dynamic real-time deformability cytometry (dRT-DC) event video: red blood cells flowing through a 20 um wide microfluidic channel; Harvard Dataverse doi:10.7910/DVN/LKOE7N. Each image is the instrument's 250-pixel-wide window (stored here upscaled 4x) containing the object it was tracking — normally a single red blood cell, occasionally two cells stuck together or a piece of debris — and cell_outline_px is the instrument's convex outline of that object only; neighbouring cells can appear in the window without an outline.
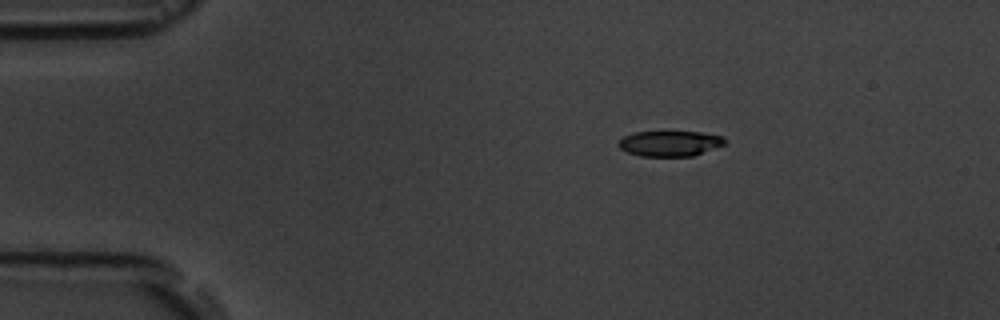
{"species": "common noctule bat (a hibernating species)", "species_latin": "Nyctalus noctula", "temperature_condition": "room temperature", "stored_images_in_passage": 3, "camera_frame_rate_fps": 3000, "um_per_image_px": 0.085, "animal": {"sex": "male", "body_mass_g": 19.5, "forearm_length_mm": 54.6}, "frame": {"image": 1, "passage_image": 1, "time_ms": 0.0, "image_size_px": [1000, 320], "cell_outline_px": [[728, 140], [724, 144], [692, 156], [640, 156], [628, 152], [620, 148], [616, 144], [624, 136], [636, 132], [700, 132], [724, 136]], "centroid_in_image_um": [56.94, 12.19], "position_along_channel_um": 28.1, "area_um2": 15.66}}
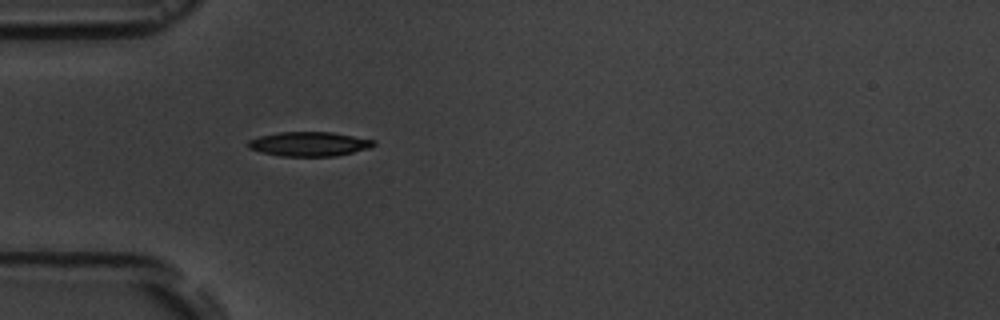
{"frame": {"image": 2, "passage_image": 3, "time_ms": 2.333, "image_size_px": [1000, 320], "cell_outline_px": [[376, 144], [368, 148], [336, 156], [280, 156], [260, 152], [248, 148], [248, 140], [260, 136], [280, 132], [332, 132], [376, 140]], "centroid_in_image_um": [26.27, 12.24], "position_along_channel_um": 58.7, "area_um2": 17.8}}